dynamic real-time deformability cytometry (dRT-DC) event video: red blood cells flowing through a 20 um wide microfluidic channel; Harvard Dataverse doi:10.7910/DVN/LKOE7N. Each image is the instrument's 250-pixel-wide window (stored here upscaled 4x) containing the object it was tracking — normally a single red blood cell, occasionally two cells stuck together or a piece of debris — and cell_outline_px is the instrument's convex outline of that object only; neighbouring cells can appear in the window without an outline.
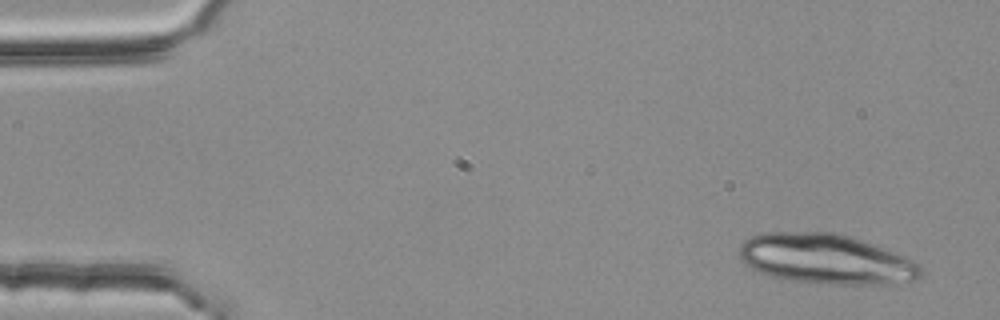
{"species": "common noctule bat (a hibernating species)", "species_latin": "Nyctalus noctula", "temperature_condition": "room temperature", "stored_images_in_passage": 4, "camera_frame_rate_fps": 3000, "um_per_image_px": 0.085, "animal": {"sex": "female", "body_mass_g": 25.1}, "frame": {"image": 1, "passage_image": 1, "time_ms": 0.0, "image_size_px": [1000, 320], "cell_outline_px": [[920, 276], [916, 280], [888, 284], [832, 284], [792, 280], [772, 276], [760, 272], [744, 264], [740, 256], [740, 244], [744, 240], [752, 236], [764, 232], [832, 232], [848, 236], [860, 240], [904, 256], [920, 264]], "centroid_in_image_um": [70.18, 22.02], "position_along_channel_um": 14.8, "area_um2": 52.31}}